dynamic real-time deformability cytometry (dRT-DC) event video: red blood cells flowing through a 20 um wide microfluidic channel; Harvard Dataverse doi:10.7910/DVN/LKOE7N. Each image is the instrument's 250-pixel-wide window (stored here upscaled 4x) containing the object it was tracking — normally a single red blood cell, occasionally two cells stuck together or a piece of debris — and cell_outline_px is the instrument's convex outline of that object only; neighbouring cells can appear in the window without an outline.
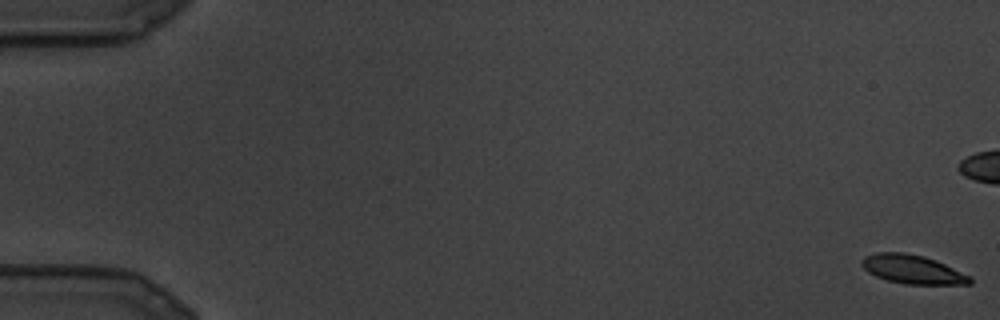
{"species": "common noctule bat (a hibernating species)", "species_latin": "Nyctalus noctula", "temperature_condition": "cold", "stored_images_in_passage": 29, "camera_frame_rate_fps": 3000, "um_per_image_px": 0.085, "animal": {"sex": "male", "body_mass_g": 19.5, "forearm_length_mm": 54.6}, "frame": {"image": 1, "passage_image": 1, "time_ms": 0.0, "image_size_px": [1000, 320], "cell_outline_px": [[972, 284], [904, 284], [888, 280], [876, 276], [868, 272], [860, 264], [860, 260], [864, 256], [876, 252], [904, 252], [924, 256], [936, 260], [972, 276]], "centroid_in_image_um": [77.56, 22.88], "position_along_channel_um": 7.4, "area_um2": 18.32}}
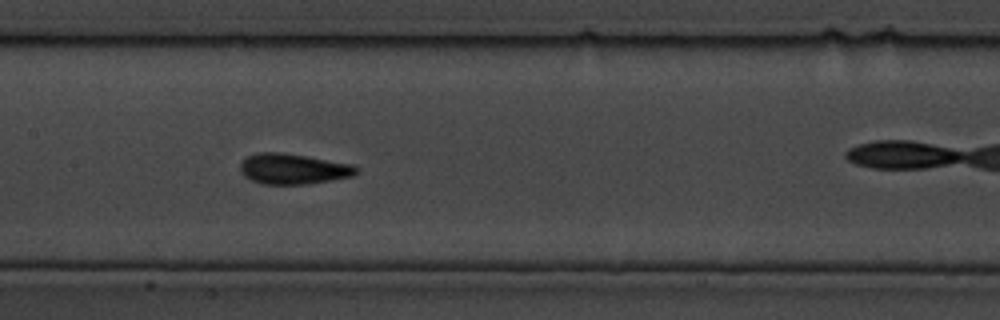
{"frame": {"image": 2, "passage_image": 14, "time_ms": 4.333, "image_size_px": [1000, 320], "cell_outline_px": [[360, 172], [352, 176], [304, 184], [264, 184], [252, 180], [244, 176], [240, 172], [240, 164], [248, 156], [256, 152], [284, 152], [308, 156], [352, 164], [360, 168]], "centroid_in_image_um": [24.93, 14.34], "position_along_channel_um": 182.5, "area_um2": 20.69}}
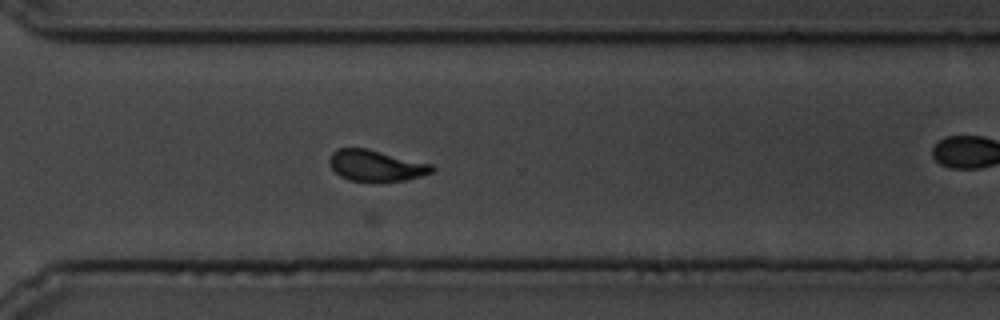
{"frame": {"image": 3, "passage_image": 21, "time_ms": 6.667, "image_size_px": [1000, 320], "cell_outline_px": [[436, 168], [432, 172], [424, 176], [404, 180], [348, 180], [340, 176], [332, 168], [328, 160], [332, 152], [340, 148], [368, 148], [432, 164]], "centroid_in_image_um": [31.98, 14.05], "position_along_channel_um": 338.6, "area_um2": 18.44}}